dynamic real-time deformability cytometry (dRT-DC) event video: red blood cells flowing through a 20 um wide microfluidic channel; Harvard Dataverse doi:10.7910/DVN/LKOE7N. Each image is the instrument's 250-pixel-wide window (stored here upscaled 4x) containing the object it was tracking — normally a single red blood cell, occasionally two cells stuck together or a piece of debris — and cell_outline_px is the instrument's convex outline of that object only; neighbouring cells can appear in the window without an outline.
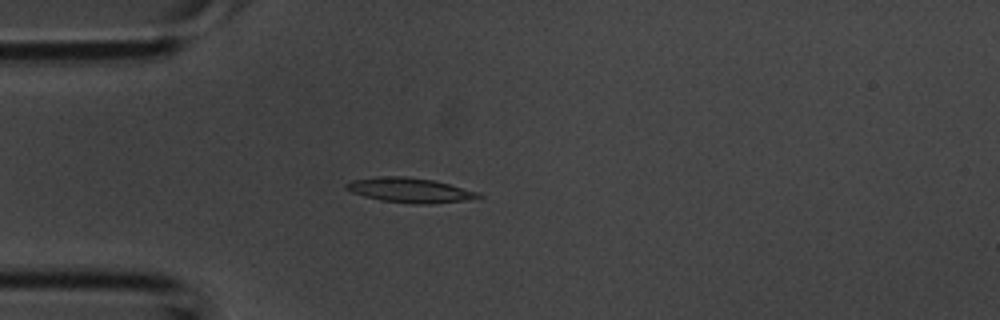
{"species": "common noctule bat (a hibernating species)", "species_latin": "Nyctalus noctula", "temperature_condition": "room temperature", "stored_images_in_passage": 34, "camera_frame_rate_fps": 3000, "um_per_image_px": 0.085, "animal": {"sex": "male", "body_mass_g": 20.1, "forearm_length_mm": 53.5}, "frame": {"image": 1, "passage_image": 8, "time_ms": 2.333, "image_size_px": [1000, 320], "cell_outline_px": [[484, 196], [464, 200], [428, 204], [412, 204], [380, 200], [364, 196], [352, 192], [344, 188], [344, 184], [352, 180], [376, 176], [404, 176], [432, 180], [480, 192]], "centroid_in_image_um": [34.79, 16.16], "position_along_channel_um": 50.2, "area_um2": 19.02}}
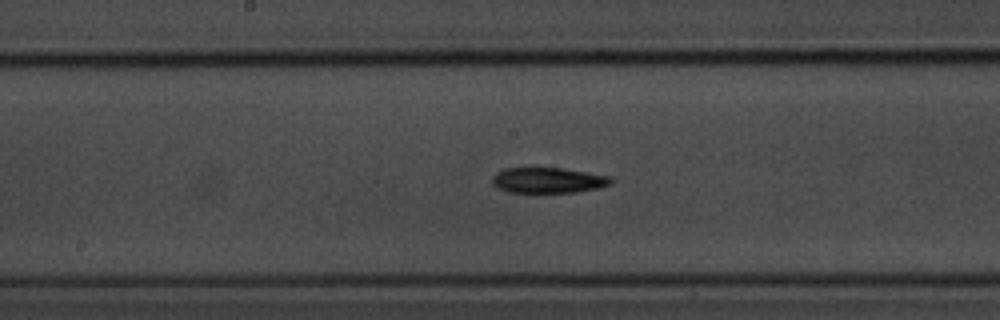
{"frame": {"image": 2, "passage_image": 18, "time_ms": 5.667, "image_size_px": [1000, 320], "cell_outline_px": [[612, 184], [600, 188], [576, 192], [508, 192], [496, 188], [492, 184], [492, 176], [496, 172], [504, 168], [564, 168], [608, 176], [612, 180]], "centroid_in_image_um": [46.55, 15.32], "position_along_channel_um": 201.6, "area_um2": 17.74}}
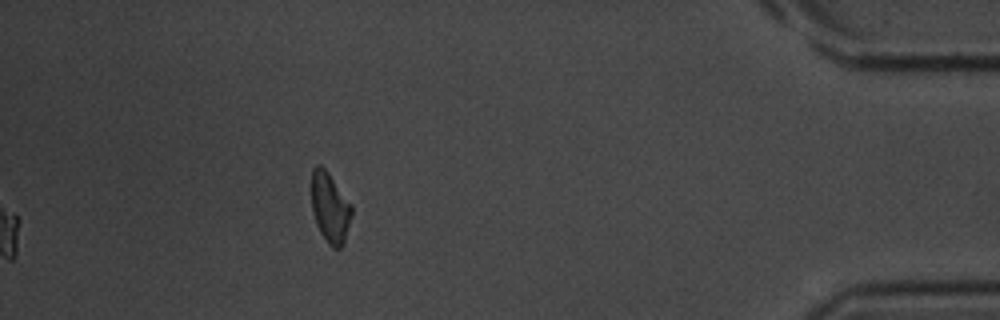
{"frame": {"image": 3, "passage_image": 34, "time_ms": 11.0, "image_size_px": [1000, 320], "cell_outline_px": [[352, 216], [344, 244], [340, 248], [332, 248], [328, 244], [320, 232], [316, 224], [312, 212], [312, 168], [316, 164], [320, 164], [328, 172], [352, 204]], "centroid_in_image_um": [28.06, 17.66], "position_along_channel_um": 407.1, "area_um2": 16.65}}